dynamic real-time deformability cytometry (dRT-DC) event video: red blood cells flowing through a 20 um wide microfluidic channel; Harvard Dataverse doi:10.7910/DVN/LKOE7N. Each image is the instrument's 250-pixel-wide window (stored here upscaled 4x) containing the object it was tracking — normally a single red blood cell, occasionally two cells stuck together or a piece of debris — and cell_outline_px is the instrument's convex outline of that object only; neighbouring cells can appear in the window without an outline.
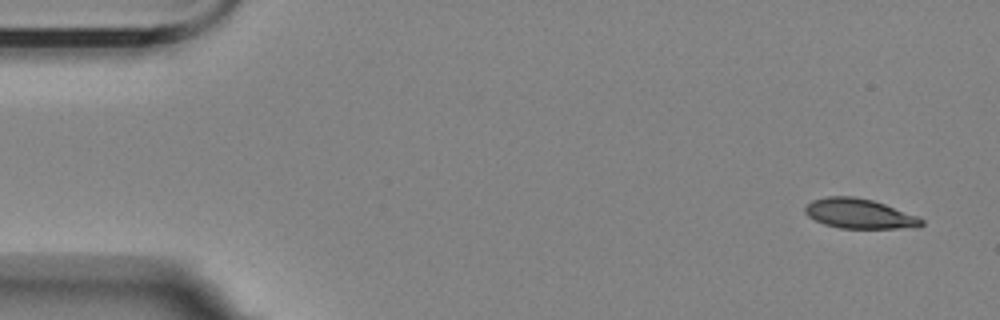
{"species": "Egyptian fruit bat (a non-hibernating species)", "species_latin": "Rousettus aegyptiacus", "temperature_condition": "room temperature", "stored_images_in_passage": 6, "segment_of_instrument_passage": [1, 2], "camera_frame_rate_fps": 3000, "um_per_image_px": 0.085, "animal": {"sex": "female"}, "frame": {"image": 1, "passage_image": 1, "time_ms": 0.0, "image_size_px": [1000, 320], "cell_outline_px": [[924, 224], [920, 228], [840, 228], [824, 224], [808, 216], [804, 212], [804, 208], [812, 200], [828, 196], [852, 196], [872, 200], [884, 204], [916, 216], [924, 220]], "centroid_in_image_um": [73.05, 18.17], "position_along_channel_um": 12.0, "area_um2": 20.11}}
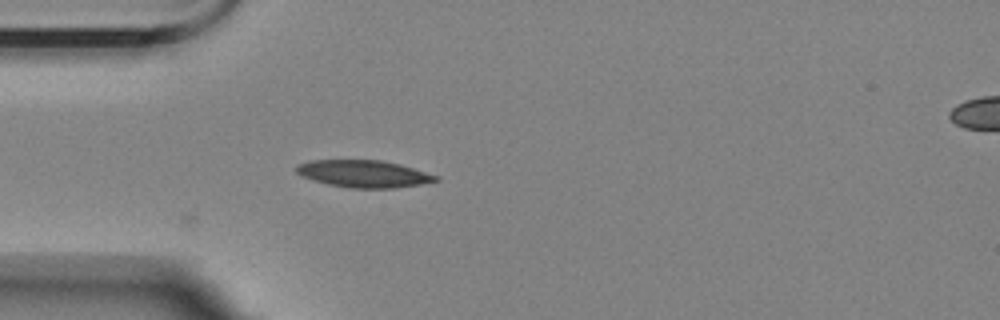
{"frame": {"image": 2, "passage_image": 5, "time_ms": 4.333, "image_size_px": [1000, 320], "cell_outline_px": [[440, 180], [420, 184], [392, 188], [348, 188], [328, 184], [312, 180], [300, 176], [296, 172], [296, 164], [308, 160], [380, 160], [400, 164], [440, 176]], "centroid_in_image_um": [30.89, 14.77], "position_along_channel_um": 54.1, "area_um2": 22.25}}